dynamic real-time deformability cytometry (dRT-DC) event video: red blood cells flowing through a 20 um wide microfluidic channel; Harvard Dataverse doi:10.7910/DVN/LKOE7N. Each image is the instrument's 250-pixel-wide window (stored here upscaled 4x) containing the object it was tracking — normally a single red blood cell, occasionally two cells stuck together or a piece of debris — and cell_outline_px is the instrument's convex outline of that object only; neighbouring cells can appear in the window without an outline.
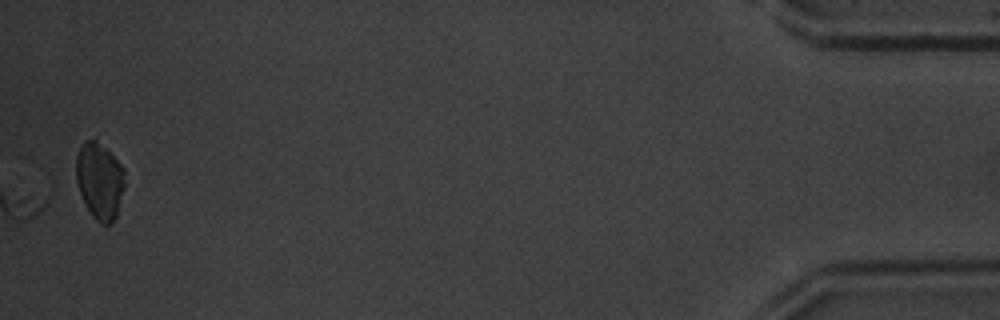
{"species": "common noctule bat (a hibernating species)", "species_latin": "Nyctalus noctula", "temperature_condition": "warm", "stored_images_in_passage": 32, "segment_of_instrument_passage": [2, 2], "camera_frame_rate_fps": 3000, "um_per_image_px": 0.085, "animal": {"sex": "male", "body_mass_g": 20.1, "forearm_length_mm": 53.5}, "frame": {"image": 1, "passage_image": 32, "time_ms": 10.333, "image_size_px": [1000, 320], "cell_outline_px": [[124, 188], [116, 216], [108, 224], [100, 224], [92, 216], [84, 204], [76, 180], [76, 156], [84, 140], [96, 136], [124, 168]], "centroid_in_image_um": [8.46, 15.31], "position_along_channel_um": 426.7, "area_um2": 22.02}}